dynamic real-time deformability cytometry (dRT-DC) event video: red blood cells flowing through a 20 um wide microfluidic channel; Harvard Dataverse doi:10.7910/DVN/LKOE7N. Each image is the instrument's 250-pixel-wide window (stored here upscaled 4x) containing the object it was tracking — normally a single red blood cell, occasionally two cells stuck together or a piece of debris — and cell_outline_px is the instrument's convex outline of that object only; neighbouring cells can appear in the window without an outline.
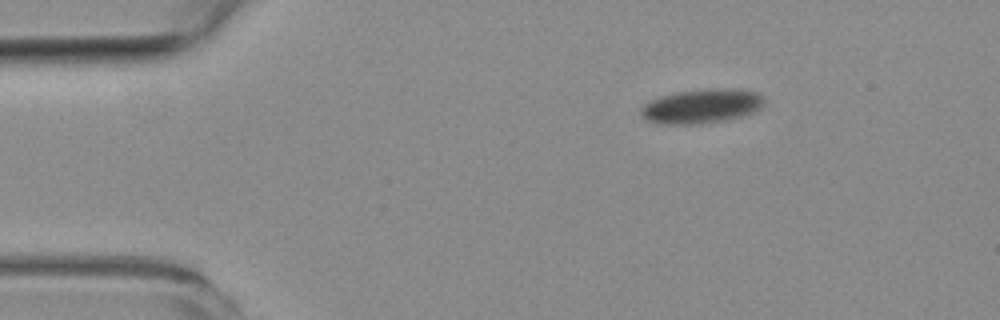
{"species": "common noctule bat (a hibernating species)", "species_latin": "Nyctalus noctula", "temperature_condition": "room temperature", "stored_images_in_passage": 5, "camera_frame_rate_fps": 3000, "um_per_image_px": 0.085, "animal": {"sex": "female", "body_mass_g": 19.3, "forearm_length_mm": 54.1}, "frame": {"image": 1, "passage_image": 1, "time_ms": 0.0, "image_size_px": [1000, 320], "cell_outline_px": [[764, 104], [756, 112], [724, 120], [700, 124], [660, 124], [648, 120], [640, 112], [640, 108], [644, 104], [660, 96], [676, 92], [708, 88], [732, 88], [756, 92], [764, 100]], "centroid_in_image_um": [59.64, 9.02], "position_along_channel_um": 25.4, "area_um2": 24.62}}
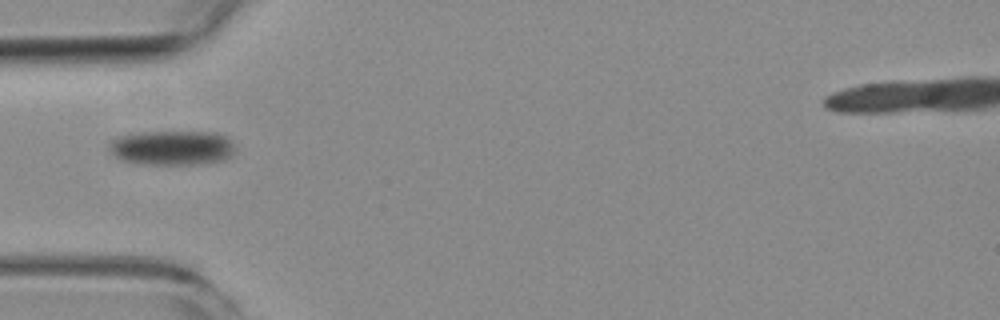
{"frame": {"image": 2, "passage_image": 4, "time_ms": 4.0, "image_size_px": [1000, 320], "cell_outline_px": [[236, 152], [224, 160], [204, 164], [136, 164], [120, 160], [108, 148], [108, 144], [116, 136], [128, 132], [216, 132], [228, 136]], "centroid_in_image_um": [14.6, 12.55], "position_along_channel_um": 70.4, "area_um2": 26.01}}